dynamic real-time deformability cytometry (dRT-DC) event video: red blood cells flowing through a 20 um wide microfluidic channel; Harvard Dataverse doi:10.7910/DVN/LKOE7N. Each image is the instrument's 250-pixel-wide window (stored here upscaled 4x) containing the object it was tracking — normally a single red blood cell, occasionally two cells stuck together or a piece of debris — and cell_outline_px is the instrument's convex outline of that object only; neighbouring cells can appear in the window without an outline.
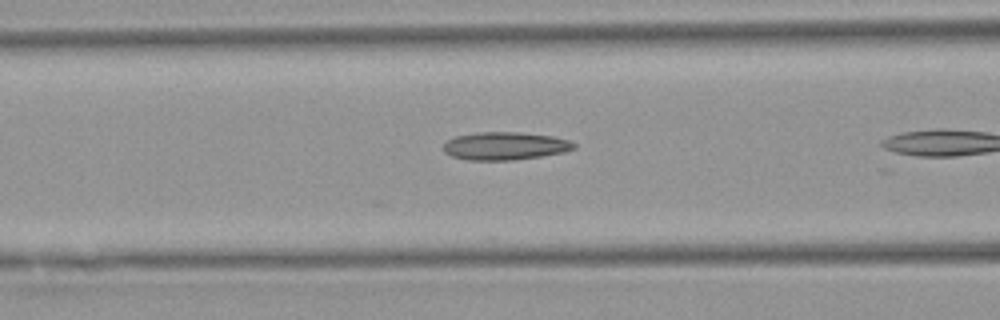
{"species": "Egyptian fruit bat (a non-hibernating species)", "species_latin": "Rousettus aegyptiacus", "temperature_condition": "warm", "stored_images_in_passage": 28, "camera_frame_rate_fps": 3000, "um_per_image_px": 0.085, "animal": {"sex": "female"}, "frame": {"image": 1, "passage_image": 9, "time_ms": 2.667, "image_size_px": [1000, 320], "cell_outline_px": [[576, 148], [564, 152], [540, 156], [512, 160], [468, 160], [452, 156], [444, 152], [444, 144], [448, 140], [456, 136], [480, 132], [520, 132], [552, 136], [568, 140], [576, 144]], "centroid_in_image_um": [42.94, 12.4], "position_along_channel_um": 123.7, "area_um2": 21.1}}
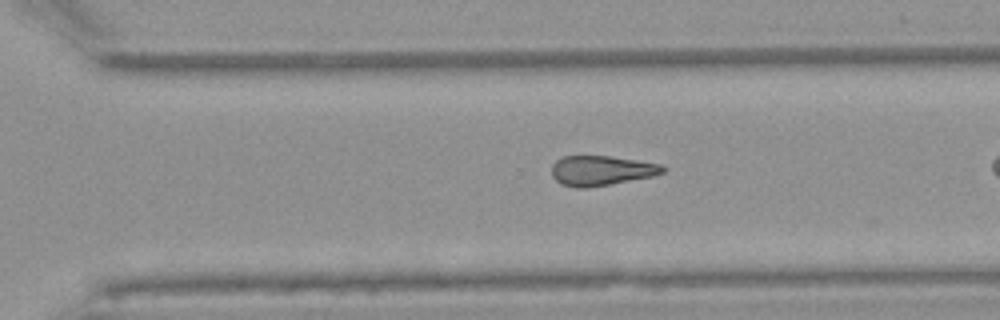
{"frame": {"image": 2, "passage_image": 24, "time_ms": 7.667, "image_size_px": [1000, 320], "cell_outline_px": [[668, 168], [664, 172], [652, 176], [608, 184], [584, 188], [576, 188], [560, 184], [552, 176], [552, 164], [556, 160], [564, 156], [608, 156], [636, 160], [660, 164]], "centroid_in_image_um": [51.09, 14.49], "position_along_channel_um": 319.5, "area_um2": 19.19}}